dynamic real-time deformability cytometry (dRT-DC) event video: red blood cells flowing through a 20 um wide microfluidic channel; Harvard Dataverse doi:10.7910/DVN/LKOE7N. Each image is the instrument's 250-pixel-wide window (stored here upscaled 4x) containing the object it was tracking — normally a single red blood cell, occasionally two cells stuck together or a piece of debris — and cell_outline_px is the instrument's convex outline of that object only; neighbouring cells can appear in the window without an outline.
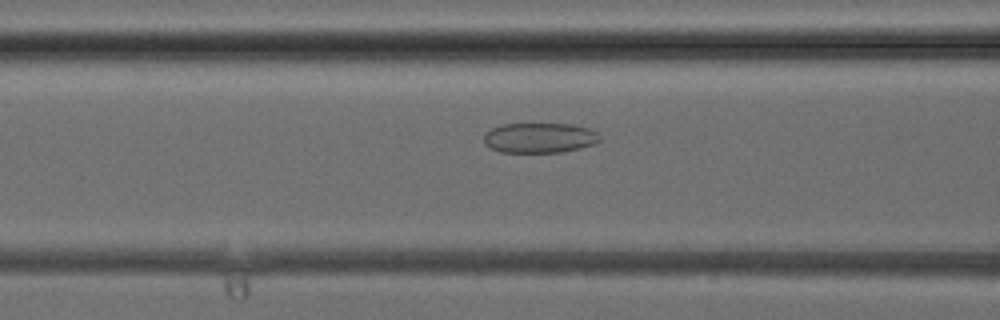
{"species": "common noctule bat (a hibernating species)", "species_latin": "Nyctalus noctula", "temperature_condition": "cold", "stored_images_in_passage": 33, "camera_frame_rate_fps": 3000, "um_per_image_px": 0.085, "animal": {"sex": "female", "body_mass_g": 24.6, "forearm_length_mm": 56.2}, "frame": {"image": 1, "passage_image": 10, "time_ms": 3.0, "image_size_px": [1000, 320], "cell_outline_px": [[600, 140], [596, 144], [580, 148], [560, 152], [500, 152], [484, 144], [484, 132], [492, 128], [504, 124], [572, 124], [588, 128], [596, 132], [600, 136]], "centroid_in_image_um": [45.86, 11.71], "position_along_channel_um": 120.7, "area_um2": 20.35}}
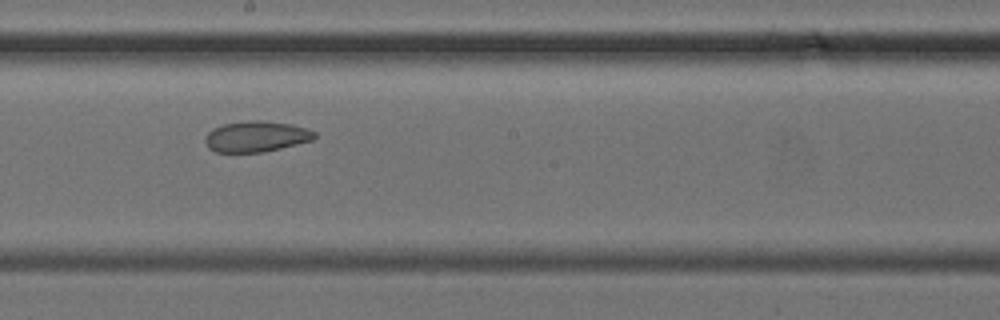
{"frame": {"image": 2, "passage_image": 16, "time_ms": 5.0, "image_size_px": [1000, 320], "cell_outline_px": [[316, 136], [312, 140], [264, 152], [216, 152], [208, 148], [204, 140], [208, 132], [212, 128], [224, 124], [244, 120], [260, 120], [292, 124], [308, 128], [316, 132]], "centroid_in_image_um": [21.77, 11.59], "position_along_channel_um": 226.4, "area_um2": 19.77}}
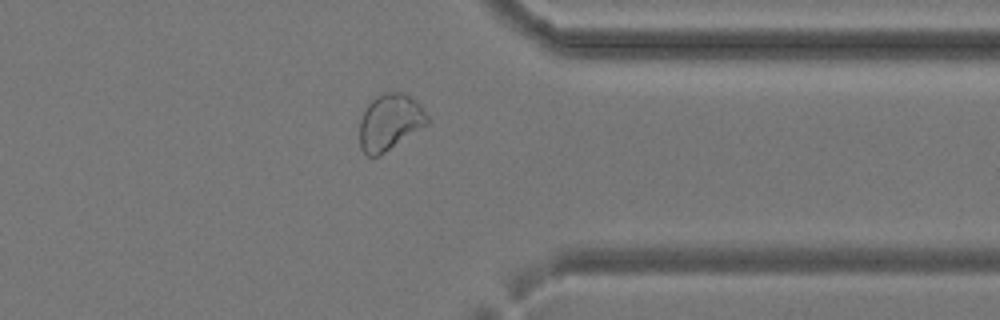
{"frame": {"image": 3, "passage_image": 25, "time_ms": 8.0, "image_size_px": [1000, 320], "cell_outline_px": [[428, 124], [380, 156], [368, 156], [360, 148], [360, 120], [364, 108], [376, 96], [384, 92], [400, 92], [416, 100], [420, 104], [428, 116]], "centroid_in_image_um": [33.13, 10.38], "position_along_channel_um": 378.3, "area_um2": 22.25}}